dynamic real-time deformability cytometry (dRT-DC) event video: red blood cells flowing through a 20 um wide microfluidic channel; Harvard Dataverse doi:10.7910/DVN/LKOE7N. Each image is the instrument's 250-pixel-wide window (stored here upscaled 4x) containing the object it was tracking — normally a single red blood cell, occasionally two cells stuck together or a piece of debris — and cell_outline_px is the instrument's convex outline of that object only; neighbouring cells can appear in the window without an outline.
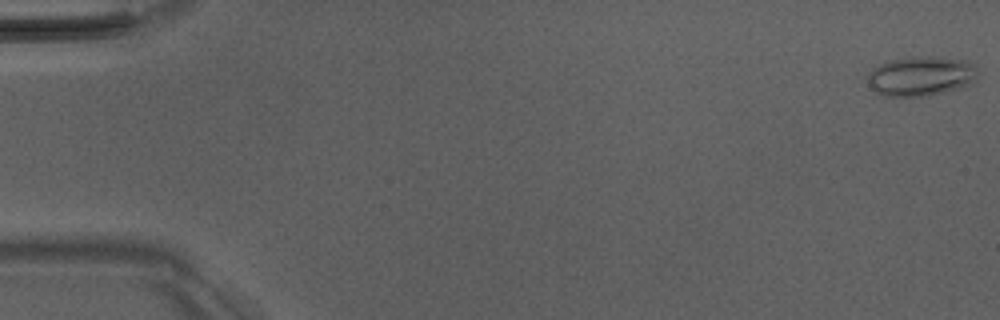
{"species": "Egyptian fruit bat (a non-hibernating species)", "species_latin": "Rousettus aegyptiacus", "temperature_condition": "room temperature", "stored_images_in_passage": 7, "camera_frame_rate_fps": 3000, "um_per_image_px": 0.085, "animal": {"sex": "male"}, "frame": {"image": 1, "passage_image": 1, "time_ms": 0.0, "image_size_px": [1000, 320], "cell_outline_px": [[976, 80], [972, 84], [944, 92], [928, 96], [884, 96], [876, 92], [868, 84], [868, 72], [872, 68], [888, 60], [908, 56], [936, 56], [968, 60], [976, 64]], "centroid_in_image_um": [78.29, 6.44], "position_along_channel_um": 6.7, "area_um2": 25.95}}